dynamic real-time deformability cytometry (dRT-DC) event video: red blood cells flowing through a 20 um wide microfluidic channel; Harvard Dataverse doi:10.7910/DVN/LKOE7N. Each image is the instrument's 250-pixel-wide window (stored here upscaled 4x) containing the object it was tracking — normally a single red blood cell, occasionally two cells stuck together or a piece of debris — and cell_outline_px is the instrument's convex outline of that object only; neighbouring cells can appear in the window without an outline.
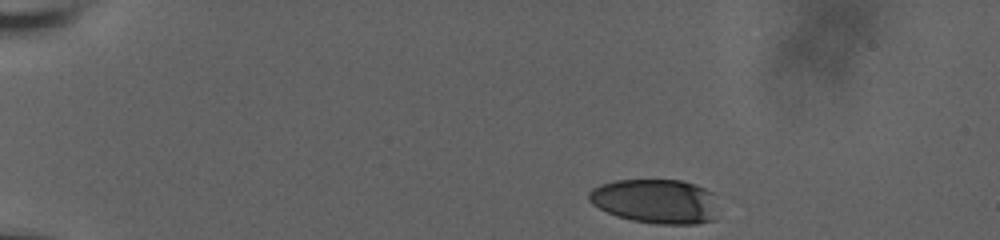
{"species": "human", "species_latin": "Homo sapiens", "temperature_condition": "room temperature", "stored_images_in_passage": 42, "camera_frame_rate_fps": 3000, "um_per_image_px": 0.085, "donor": {"sex": "male"}, "frame": {"image": 1, "passage_image": 1, "time_ms": 0.0, "image_size_px": [1000, 240], "cell_outline_px": [[716, 220], [696, 224], [656, 224], [632, 220], [616, 216], [592, 204], [588, 200], [588, 192], [592, 188], [600, 184], [616, 180], [680, 180], [696, 184], [712, 192]], "centroid_in_image_um": [55.7, 17.11], "position_along_channel_um": 29.3, "area_um2": 33.52}}
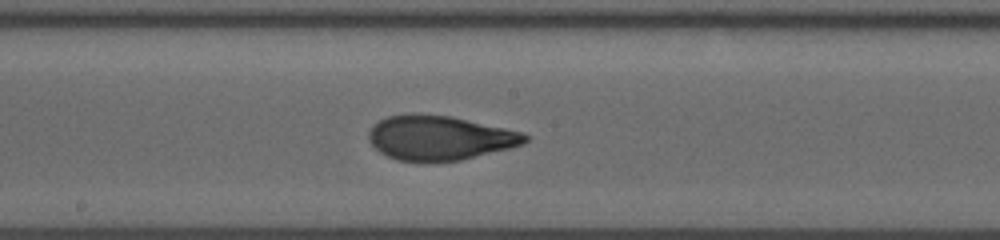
{"frame": {"image": 2, "passage_image": 24, "time_ms": 7.667, "image_size_px": [1000, 240], "cell_outline_px": [[528, 140], [524, 144], [460, 160], [396, 160], [380, 152], [368, 140], [368, 132], [372, 124], [388, 116], [408, 112], [416, 112], [452, 116], [524, 132], [528, 136]], "centroid_in_image_um": [37.34, 11.67], "position_along_channel_um": 210.9, "area_um2": 40.52}}
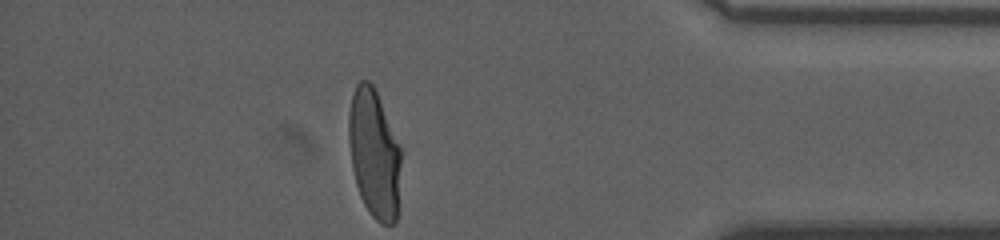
{"frame": {"image": 3, "passage_image": 42, "time_ms": 13.667, "image_size_px": [1000, 240], "cell_outline_px": [[404, 152], [396, 224], [380, 224], [368, 212], [360, 196], [356, 184], [352, 168], [348, 136], [348, 112], [352, 96], [356, 84], [360, 80], [368, 80], [372, 84], [404, 148]], "centroid_in_image_um": [31.86, 13.08], "position_along_channel_um": 403.3, "area_um2": 40.63}, "authors_computed_cell_mechanics": {"area_um2": 40.1421, "velocity_mm_per_s": 3.7063, "shape_relaxation_time_tau1_ms": 7.1549, "shape_relaxation_time_tau2_ms": 1.0037, "deformation_change_tau1": 0.2814, "deformation_change_tau2": 0.0743}}